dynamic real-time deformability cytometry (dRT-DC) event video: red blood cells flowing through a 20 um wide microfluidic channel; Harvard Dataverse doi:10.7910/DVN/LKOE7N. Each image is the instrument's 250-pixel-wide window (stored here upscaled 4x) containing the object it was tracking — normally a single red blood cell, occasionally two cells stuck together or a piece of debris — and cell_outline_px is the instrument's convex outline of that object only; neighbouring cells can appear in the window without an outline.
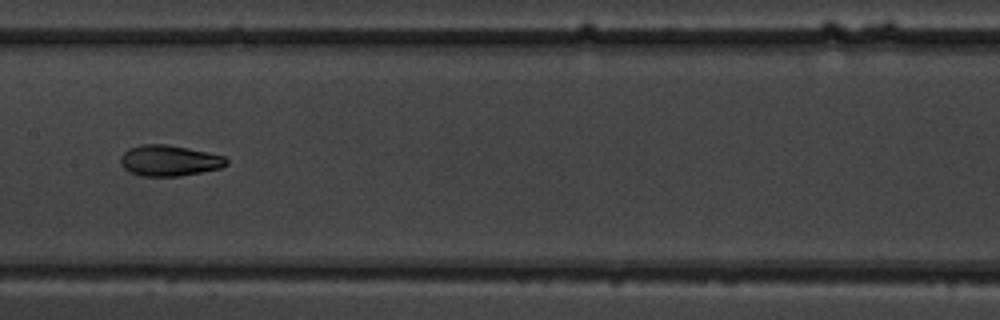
{"species": "common noctule bat (a hibernating species)", "species_latin": "Nyctalus noctula", "temperature_condition": "warm", "stored_images_in_passage": 8, "camera_frame_rate_fps": 3000, "um_per_image_px": 0.085, "animal": {"sex": "male", "body_mass_g": 19.5, "forearm_length_mm": 54.6}, "frame": {"image": 1, "passage_image": 8, "time_ms": 9.0, "image_size_px": [1000, 320], "cell_outline_px": [[228, 164], [220, 168], [180, 176], [144, 176], [128, 172], [120, 164], [120, 156], [128, 148], [140, 144], [168, 144], [188, 148], [224, 156], [228, 160]], "centroid_in_image_um": [14.35, 13.64], "position_along_channel_um": 193.1, "area_um2": 19.13}}